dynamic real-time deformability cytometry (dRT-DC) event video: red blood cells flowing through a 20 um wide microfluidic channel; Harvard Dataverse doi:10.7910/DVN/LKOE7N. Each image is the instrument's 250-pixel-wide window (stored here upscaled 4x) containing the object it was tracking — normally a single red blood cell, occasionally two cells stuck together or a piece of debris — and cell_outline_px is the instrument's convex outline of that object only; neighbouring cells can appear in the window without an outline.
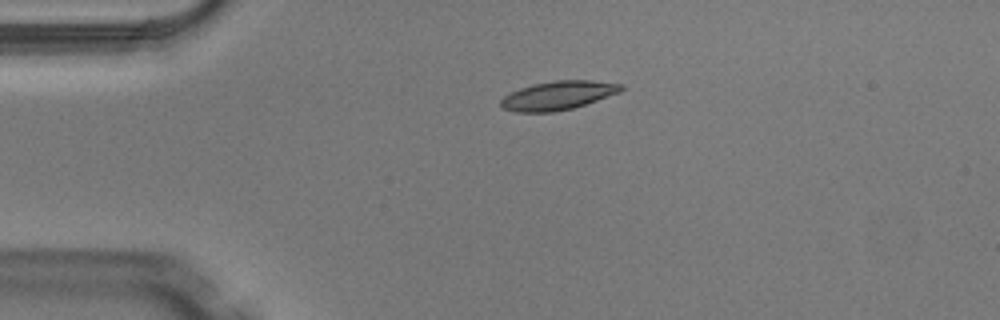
{"species": "Egyptian fruit bat (a non-hibernating species)", "species_latin": "Rousettus aegyptiacus", "temperature_condition": "warm", "stored_images_in_passage": 4, "camera_frame_rate_fps": 3000, "um_per_image_px": 0.085, "animal": {"sex": "male"}, "frame": {"image": 1, "passage_image": 1, "time_ms": 0.0, "image_size_px": [1000, 320], "cell_outline_px": [[624, 88], [620, 92], [572, 108], [552, 112], [516, 112], [504, 108], [500, 104], [500, 100], [504, 96], [520, 88], [536, 84], [556, 80], [592, 80], [624, 84]], "centroid_in_image_um": [47.45, 8.1], "position_along_channel_um": 37.6, "area_um2": 19.88}}
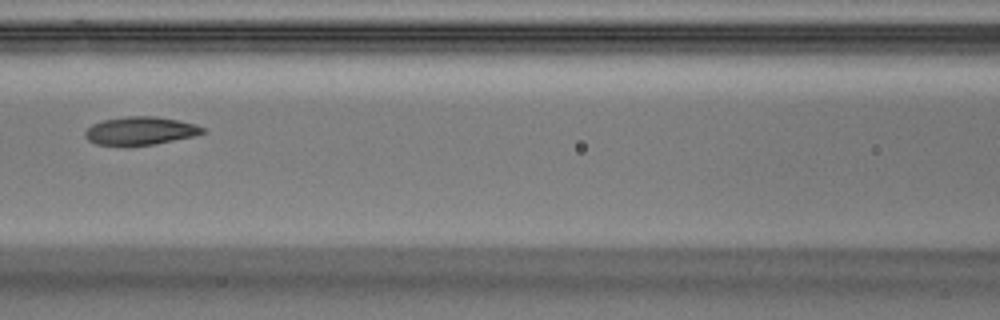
{"frame": {"image": 2, "passage_image": 4, "time_ms": 1.0, "image_size_px": [1000, 320], "cell_outline_px": [[204, 132], [192, 136], [152, 144], [96, 144], [88, 140], [84, 136], [84, 132], [92, 124], [104, 120], [124, 116], [156, 116], [196, 124], [204, 128]], "centroid_in_image_um": [11.9, 11.09], "position_along_channel_um": 154.7, "area_um2": 18.73}}